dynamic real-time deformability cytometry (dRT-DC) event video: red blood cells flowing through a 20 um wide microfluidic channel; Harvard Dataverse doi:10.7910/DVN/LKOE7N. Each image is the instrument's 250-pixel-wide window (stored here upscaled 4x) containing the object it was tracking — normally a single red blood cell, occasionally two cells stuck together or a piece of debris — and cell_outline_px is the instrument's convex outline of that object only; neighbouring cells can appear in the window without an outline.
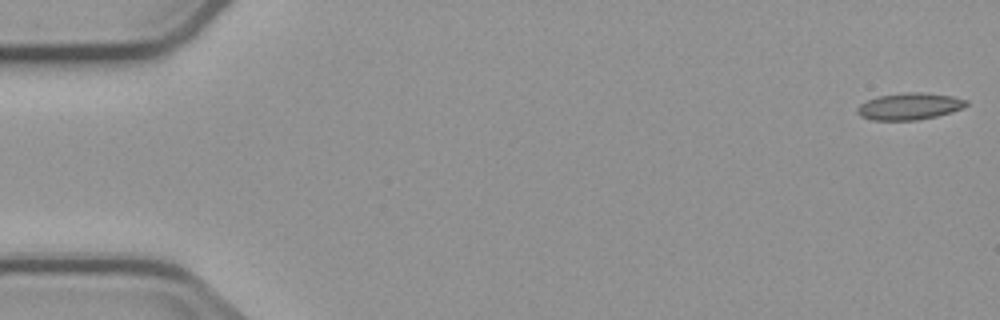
{"species": "common noctule bat (a hibernating species)", "species_latin": "Nyctalus noctula", "temperature_condition": "cold", "stored_images_in_passage": 5, "camera_frame_rate_fps": 3000, "um_per_image_px": 0.085, "animal": {"sex": "male", "body_mass_g": 23.1, "forearm_length_mm": 52.7}, "frame": {"image": 1, "passage_image": 1, "time_ms": 0.0, "image_size_px": [1000, 320], "cell_outline_px": [[968, 104], [964, 108], [952, 112], [920, 120], [872, 120], [860, 116], [856, 112], [856, 108], [860, 104], [868, 100], [880, 96], [908, 92], [924, 92], [952, 96], [968, 100]], "centroid_in_image_um": [77.33, 9.04], "position_along_channel_um": 7.7, "area_um2": 17.11}}
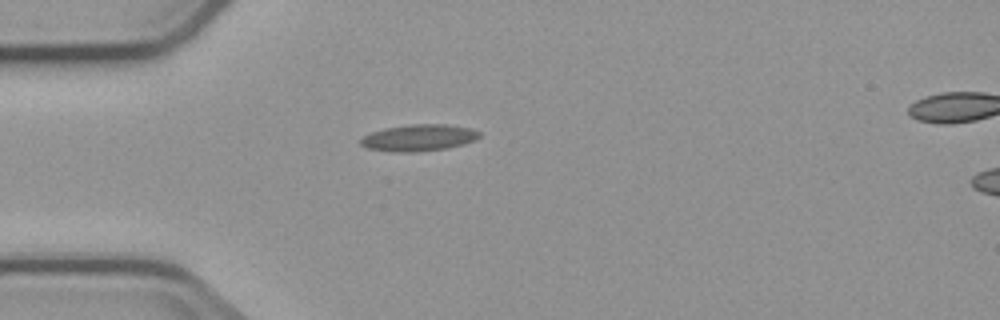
{"frame": {"image": 2, "passage_image": 4, "time_ms": 4.667, "image_size_px": [1000, 320], "cell_outline_px": [[480, 136], [476, 140], [464, 144], [448, 148], [416, 152], [396, 152], [368, 148], [360, 144], [360, 140], [364, 136], [372, 132], [384, 128], [412, 124], [444, 124], [472, 128], [480, 132]], "centroid_in_image_um": [35.63, 11.71], "position_along_channel_um": 49.4, "area_um2": 18.44}}